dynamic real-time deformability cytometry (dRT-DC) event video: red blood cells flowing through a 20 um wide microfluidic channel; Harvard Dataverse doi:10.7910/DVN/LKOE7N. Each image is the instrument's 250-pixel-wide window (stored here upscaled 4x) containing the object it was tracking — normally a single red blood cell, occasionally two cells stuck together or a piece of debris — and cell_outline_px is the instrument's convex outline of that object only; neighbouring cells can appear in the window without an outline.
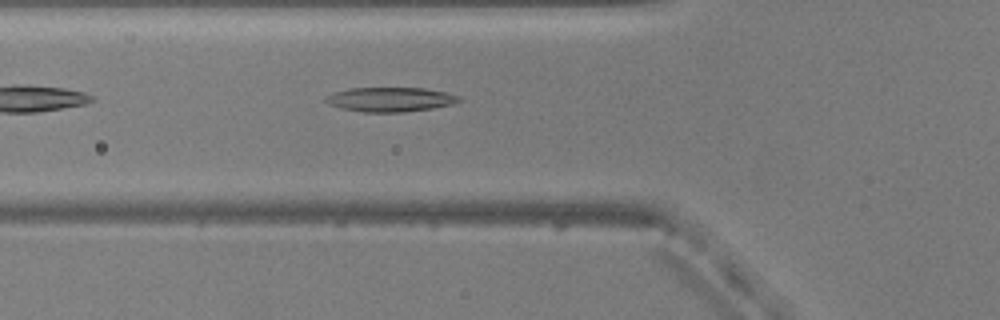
{"species": "common noctule bat (a hibernating species)", "species_latin": "Nyctalus noctula", "temperature_condition": "warm", "stored_images_in_passage": 37, "camera_frame_rate_fps": 3000, "um_per_image_px": 0.085, "animal": {"sex": "male", "body_mass_g": 20.5, "forearm_length_mm": 52.5}, "frame": {"image": 1, "passage_image": 3, "time_ms": 0.667, "image_size_px": [1000, 320], "cell_outline_px": [[460, 100], [452, 104], [432, 108], [404, 112], [364, 112], [340, 108], [328, 104], [324, 100], [324, 96], [332, 92], [352, 88], [424, 88], [448, 92], [460, 96]], "centroid_in_image_um": [33.14, 8.45], "position_along_channel_um": 92.7, "area_um2": 19.07}}
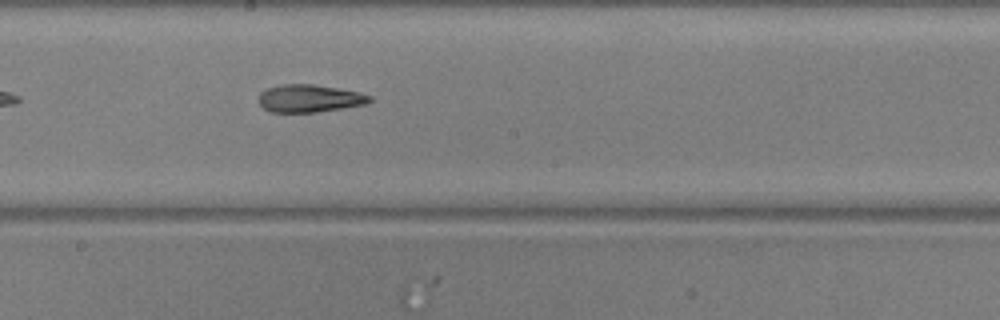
{"frame": {"image": 2, "passage_image": 13, "time_ms": 4.0, "image_size_px": [1000, 320], "cell_outline_px": [[372, 100], [368, 104], [316, 112], [268, 112], [260, 104], [260, 92], [268, 88], [280, 84], [312, 84], [360, 92], [372, 96]], "centroid_in_image_um": [26.33, 8.36], "position_along_channel_um": 221.9, "area_um2": 17.86}}
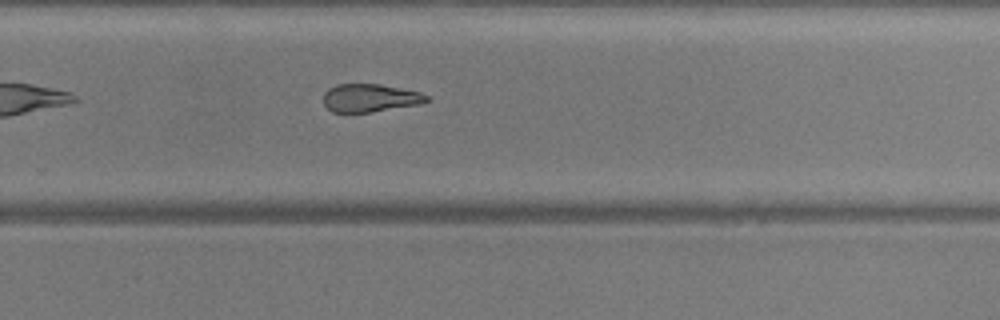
{"frame": {"image": 3, "passage_image": 19, "time_ms": 6.0, "image_size_px": [1000, 320], "cell_outline_px": [[432, 100], [420, 104], [372, 112], [332, 112], [324, 104], [324, 92], [328, 88], [336, 84], [380, 84], [420, 92], [428, 96]], "centroid_in_image_um": [31.46, 8.32], "position_along_channel_um": 298.3, "area_um2": 16.94}, "authors_computed_cell_mechanics": {"area_um2": 18.3804, "velocity_mm_per_s": 3.846, "shape_relaxation_time_tau1_ms": null, "shape_relaxation_time_tau2_ms": 3.2351, "deformation_change_tau1": null, "deformation_change_tau2": 0.1171}}